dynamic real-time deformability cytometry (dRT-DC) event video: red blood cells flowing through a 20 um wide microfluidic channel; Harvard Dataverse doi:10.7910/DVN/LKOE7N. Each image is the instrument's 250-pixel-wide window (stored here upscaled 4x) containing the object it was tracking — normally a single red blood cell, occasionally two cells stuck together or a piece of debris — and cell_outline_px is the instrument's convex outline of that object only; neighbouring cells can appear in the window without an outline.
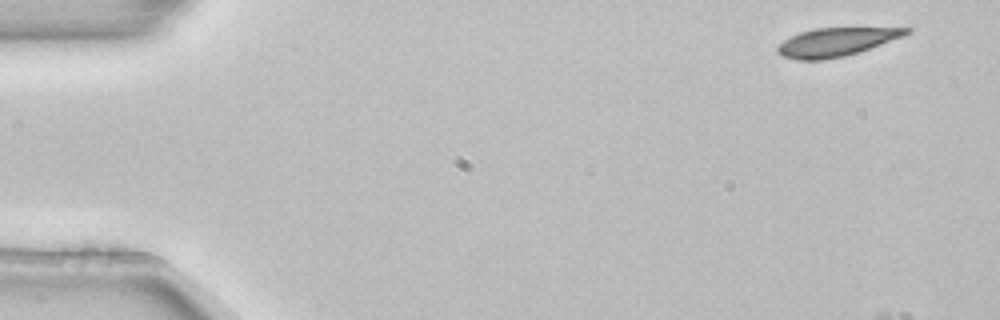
{"species": "common noctule bat (a hibernating species)", "species_latin": "Nyctalus noctula", "temperature_condition": "room temperature", "stored_images_in_passage": 5, "camera_frame_rate_fps": 3000, "um_per_image_px": 0.085, "animal": {"sex": "female", "body_mass_g": 22.7, "forearm_length_mm": 54.2}, "frame": {"image": 1, "passage_image": 1, "time_ms": 0.0, "image_size_px": [1000, 320], "cell_outline_px": [[912, 32], [868, 48], [844, 56], [824, 60], [796, 60], [784, 56], [776, 52], [776, 48], [784, 40], [800, 32], [816, 28], [912, 28]], "centroid_in_image_um": [71.01, 3.57], "position_along_channel_um": 14.0, "area_um2": 20.81}}